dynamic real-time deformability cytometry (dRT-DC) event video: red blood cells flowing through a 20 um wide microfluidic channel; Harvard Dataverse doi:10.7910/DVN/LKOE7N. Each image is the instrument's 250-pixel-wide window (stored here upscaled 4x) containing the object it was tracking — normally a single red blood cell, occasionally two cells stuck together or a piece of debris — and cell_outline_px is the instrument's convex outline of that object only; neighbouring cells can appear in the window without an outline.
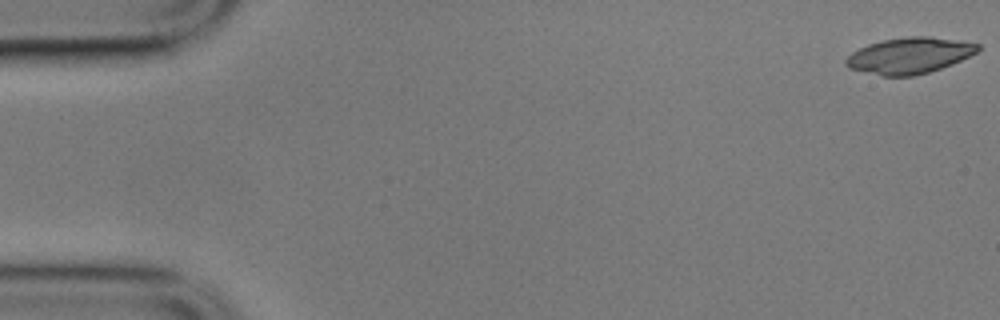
{"species": "common noctule bat (a hibernating species)", "species_latin": "Nyctalus noctula", "temperature_condition": "cold", "stored_images_in_passage": 57, "camera_frame_rate_fps": 3000, "um_per_image_px": 0.085, "animal": {"sex": "male", "body_mass_g": 17.9}, "frame": {"image": 1, "passage_image": 1, "time_ms": 0.0, "image_size_px": [1000, 320], "cell_outline_px": [[980, 48], [976, 52], [952, 64], [928, 72], [912, 76], [880, 76], [848, 68], [844, 64], [844, 60], [852, 52], [868, 44], [884, 40], [908, 36], [928, 36], [980, 44]], "centroid_in_image_um": [77.25, 4.73], "position_along_channel_um": 7.8, "area_um2": 27.51}}